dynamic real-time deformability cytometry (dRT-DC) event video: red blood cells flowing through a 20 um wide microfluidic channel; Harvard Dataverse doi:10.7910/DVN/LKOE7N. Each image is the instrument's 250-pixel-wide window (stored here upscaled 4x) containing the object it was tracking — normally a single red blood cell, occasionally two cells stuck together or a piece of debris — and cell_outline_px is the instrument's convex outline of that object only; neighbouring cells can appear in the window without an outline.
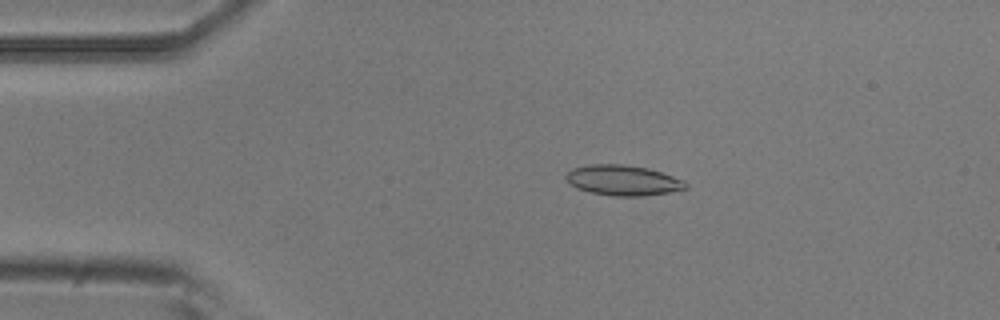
{"species": "common noctule bat (a hibernating species)", "species_latin": "Nyctalus noctula", "temperature_condition": "room temperature", "stored_images_in_passage": 3, "camera_frame_rate_fps": 3000, "um_per_image_px": 0.085, "animal": {"sex": "male", "body_mass_g": 20.5, "forearm_length_mm": 52.5}, "frame": {"image": 1, "passage_image": 2, "time_ms": 0.333, "image_size_px": [1000, 320], "cell_outline_px": [[688, 188], [668, 192], [644, 196], [612, 196], [592, 192], [576, 188], [564, 176], [572, 168], [592, 164], [624, 164], [648, 168], [684, 180], [688, 184]], "centroid_in_image_um": [52.97, 15.32], "position_along_channel_um": 32.0, "area_um2": 21.04}}